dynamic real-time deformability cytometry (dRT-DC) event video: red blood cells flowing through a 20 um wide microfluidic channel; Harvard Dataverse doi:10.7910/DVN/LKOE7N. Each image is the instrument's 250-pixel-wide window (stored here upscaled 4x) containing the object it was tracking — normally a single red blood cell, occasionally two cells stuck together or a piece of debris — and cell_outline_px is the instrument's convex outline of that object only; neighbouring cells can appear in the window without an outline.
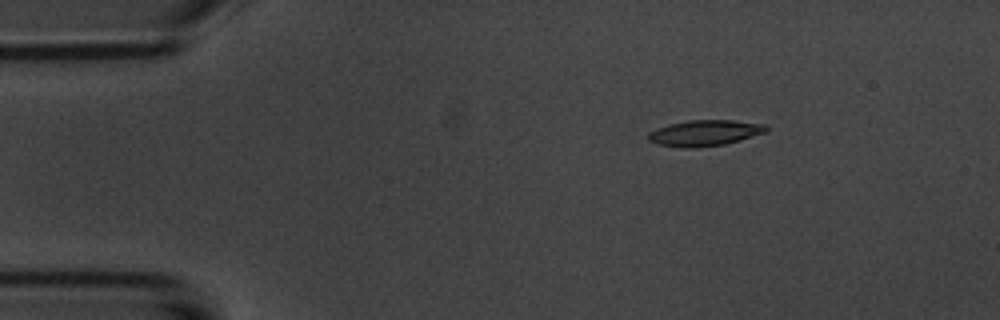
{"species": "common noctule bat (a hibernating species)", "species_latin": "Nyctalus noctula", "temperature_condition": "room temperature", "stored_images_in_passage": 5, "camera_frame_rate_fps": 3000, "um_per_image_px": 0.085, "animal": {"sex": "male", "body_mass_g": 20.1, "forearm_length_mm": 53.5}, "frame": {"image": 1, "passage_image": 3, "time_ms": 2.333, "image_size_px": [1000, 320], "cell_outline_px": [[768, 128], [764, 132], [740, 140], [724, 144], [696, 148], [684, 148], [656, 144], [648, 140], [648, 132], [668, 124], [688, 120], [732, 120], [764, 124]], "centroid_in_image_um": [59.85, 11.3], "position_along_channel_um": 25.2, "area_um2": 17.74}}